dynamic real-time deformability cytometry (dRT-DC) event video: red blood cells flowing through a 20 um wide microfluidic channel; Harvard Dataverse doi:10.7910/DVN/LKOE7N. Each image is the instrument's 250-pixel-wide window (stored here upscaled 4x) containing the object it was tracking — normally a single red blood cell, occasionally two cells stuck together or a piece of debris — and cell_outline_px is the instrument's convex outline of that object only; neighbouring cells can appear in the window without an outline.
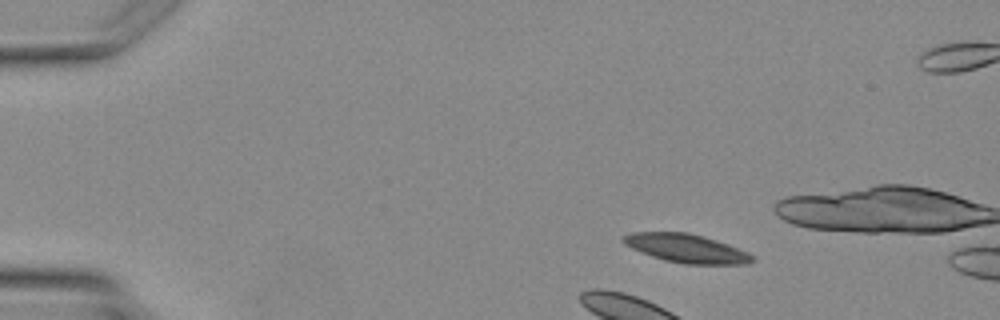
{"species": "Egyptian fruit bat (a non-hibernating species)", "species_latin": "Rousettus aegyptiacus", "temperature_condition": "warm", "stored_images_in_passage": 4, "camera_frame_rate_fps": 3000, "um_per_image_px": 0.085, "animal": {"sex": "female"}, "frame": {"image": 1, "passage_image": 2, "time_ms": 1.0, "image_size_px": [1000, 320], "cell_outline_px": [[756, 260], [748, 264], [684, 264], [664, 260], [640, 252], [624, 244], [620, 240], [624, 236], [632, 232], [688, 232], [704, 236], [728, 244], [748, 252], [756, 256]], "centroid_in_image_um": [58.37, 21.11], "position_along_channel_um": 26.6, "area_um2": 21.68}}